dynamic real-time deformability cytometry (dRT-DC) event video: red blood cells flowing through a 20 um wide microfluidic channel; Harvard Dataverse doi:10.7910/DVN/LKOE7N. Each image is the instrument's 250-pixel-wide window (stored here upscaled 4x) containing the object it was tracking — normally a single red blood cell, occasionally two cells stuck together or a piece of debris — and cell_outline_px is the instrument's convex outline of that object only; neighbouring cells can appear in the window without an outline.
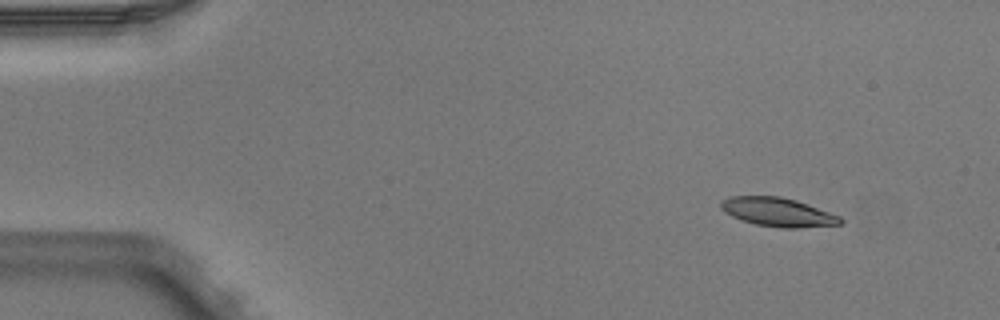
{"species": "Egyptian fruit bat (a non-hibernating species)", "species_latin": "Rousettus aegyptiacus", "temperature_condition": "warm", "stored_images_in_passage": 6, "camera_frame_rate_fps": 3000, "um_per_image_px": 0.085, "animal": {"sex": "male"}, "frame": {"image": 1, "passage_image": 1, "time_ms": 0.0, "image_size_px": [1000, 320], "cell_outline_px": [[844, 220], [840, 224], [796, 228], [784, 228], [756, 224], [732, 216], [724, 212], [720, 208], [720, 200], [728, 196], [780, 196], [796, 200], [808, 204], [840, 216]], "centroid_in_image_um": [66.1, 18.01], "position_along_channel_um": 18.9, "area_um2": 20.0}}
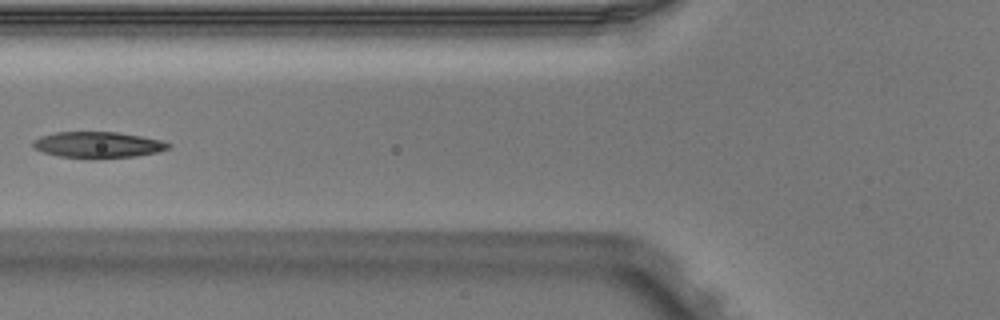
{"frame": {"image": 2, "passage_image": 5, "time_ms": 1.333, "image_size_px": [1000, 320], "cell_outline_px": [[172, 148], [156, 152], [136, 156], [92, 160], [60, 156], [44, 152], [32, 148], [32, 140], [40, 136], [56, 132], [116, 132], [140, 136], [160, 140], [172, 144]], "centroid_in_image_um": [8.3, 12.33], "position_along_channel_um": 117.5, "area_um2": 20.98}}
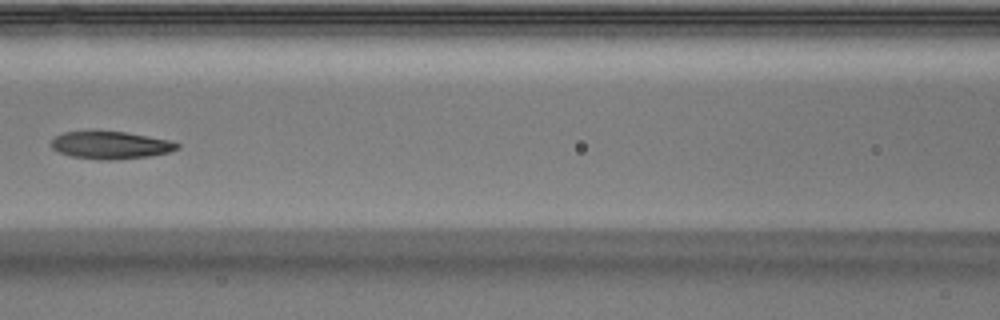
{"frame": {"image": 3, "passage_image": 6, "time_ms": 1.667, "image_size_px": [1000, 320], "cell_outline_px": [[180, 148], [168, 152], [148, 156], [112, 160], [100, 160], [72, 156], [60, 152], [52, 148], [48, 144], [56, 136], [64, 132], [124, 132], [148, 136], [168, 140], [180, 144]], "centroid_in_image_um": [9.39, 12.35], "position_along_channel_um": 157.2, "area_um2": 19.88}}